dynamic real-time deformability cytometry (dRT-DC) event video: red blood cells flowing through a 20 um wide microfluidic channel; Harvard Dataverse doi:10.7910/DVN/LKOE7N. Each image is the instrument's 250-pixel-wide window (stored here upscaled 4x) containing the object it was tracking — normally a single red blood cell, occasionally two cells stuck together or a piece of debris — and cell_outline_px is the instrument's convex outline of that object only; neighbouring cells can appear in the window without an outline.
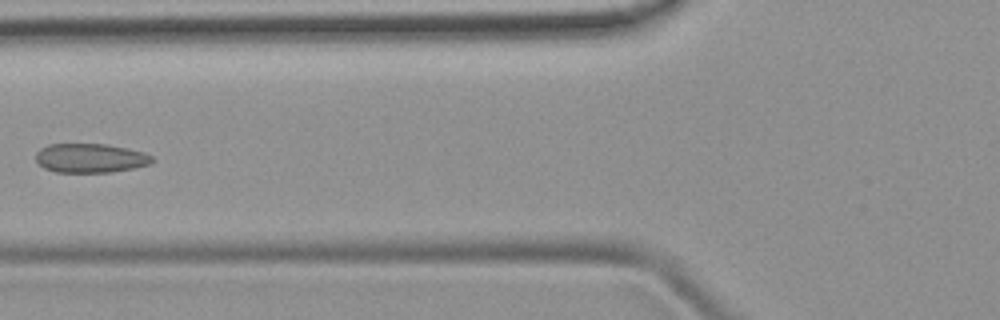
{"species": "common noctule bat (a hibernating species)", "species_latin": "Nyctalus noctula", "temperature_condition": "room temperature", "stored_images_in_passage": 4, "camera_frame_rate_fps": 3000, "um_per_image_px": 0.085, "animal": {"sex": "female", "body_mass_g": 19.9}, "frame": {"image": 1, "passage_image": 4, "time_ms": 4.333, "image_size_px": [1000, 320], "cell_outline_px": [[156, 160], [152, 164], [112, 172], [56, 172], [44, 168], [36, 160], [36, 152], [40, 148], [48, 144], [108, 144], [128, 148], [144, 152], [152, 156]], "centroid_in_image_um": [7.71, 13.43], "position_along_channel_um": 118.1, "area_um2": 19.94}}